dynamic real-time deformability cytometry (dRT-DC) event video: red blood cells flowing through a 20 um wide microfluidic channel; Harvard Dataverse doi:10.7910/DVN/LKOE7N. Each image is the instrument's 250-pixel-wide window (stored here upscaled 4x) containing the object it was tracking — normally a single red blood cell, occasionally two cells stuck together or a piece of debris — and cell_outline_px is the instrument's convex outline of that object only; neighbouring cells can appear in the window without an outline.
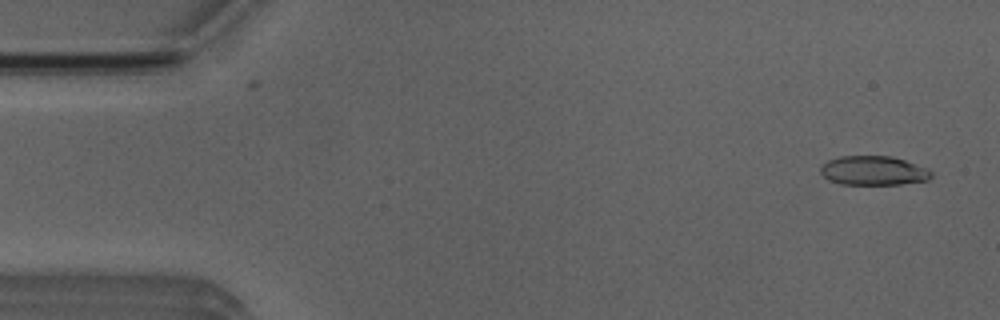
{"species": "Egyptian fruit bat (a non-hibernating species)", "species_latin": "Rousettus aegyptiacus", "temperature_condition": "room temperature", "stored_images_in_passage": 6, "camera_frame_rate_fps": 3000, "um_per_image_px": 0.085, "animal": {"sex": "male"}, "frame": {"image": 1, "passage_image": 1, "time_ms": 0.0, "image_size_px": [1000, 320], "cell_outline_px": [[932, 176], [928, 180], [900, 184], [840, 184], [828, 180], [820, 172], [820, 168], [828, 160], [840, 156], [892, 156], [928, 168], [932, 172]], "centroid_in_image_um": [74.25, 14.5], "position_along_channel_um": 10.8, "area_um2": 18.84}}
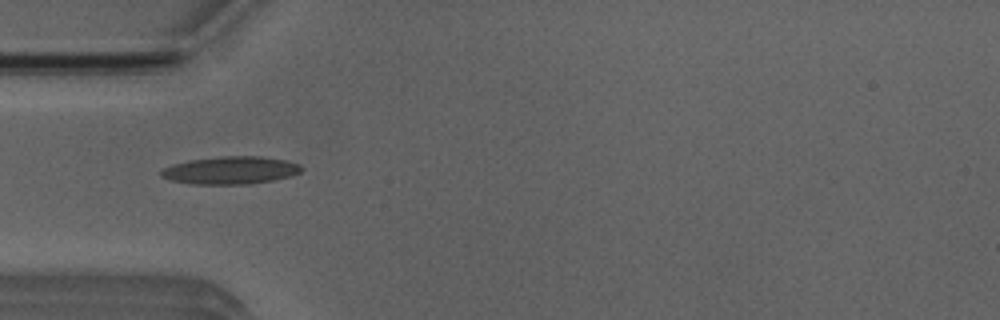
{"frame": {"image": 2, "passage_image": 4, "time_ms": 4.333, "image_size_px": [1000, 320], "cell_outline_px": [[304, 168], [300, 172], [288, 176], [272, 180], [252, 184], [192, 184], [172, 180], [160, 176], [160, 172], [164, 168], [172, 164], [188, 160], [220, 156], [260, 156], [288, 160], [300, 164]], "centroid_in_image_um": [19.61, 14.46], "position_along_channel_um": 65.4, "area_um2": 22.72}}